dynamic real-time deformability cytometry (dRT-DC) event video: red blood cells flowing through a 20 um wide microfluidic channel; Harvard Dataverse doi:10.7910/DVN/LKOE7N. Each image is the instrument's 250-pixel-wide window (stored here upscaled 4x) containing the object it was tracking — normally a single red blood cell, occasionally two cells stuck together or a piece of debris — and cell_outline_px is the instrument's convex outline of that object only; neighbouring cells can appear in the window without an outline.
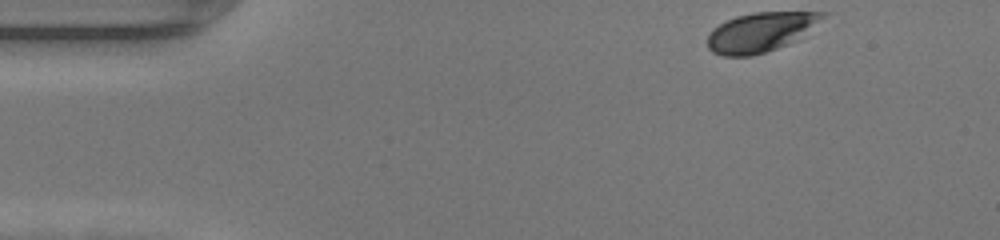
{"species": "human", "species_latin": "Homo sapiens", "temperature_condition": "warm", "stored_images_in_passage": 44, "camera_frame_rate_fps": 3000, "um_per_image_px": 0.085, "donor": {"sex": "female"}, "frame": {"image": 1, "passage_image": 1, "time_ms": 0.0, "image_size_px": [1000, 240], "cell_outline_px": [[828, 12], [824, 16], [788, 44], [752, 56], [724, 56], [712, 52], [708, 48], [708, 36], [712, 28], [736, 16], [752, 12]], "centroid_in_image_um": [64.54, 2.73], "position_along_channel_um": 20.5, "area_um2": 25.72}}
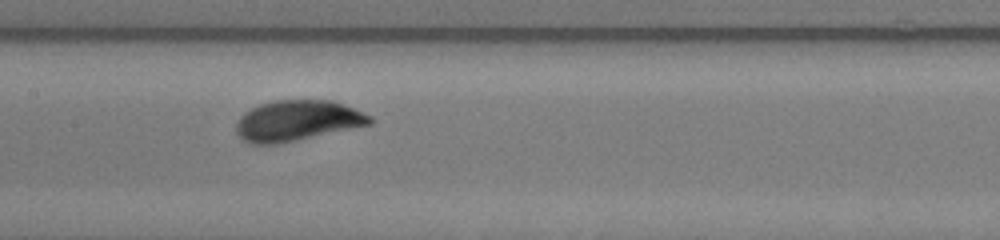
{"frame": {"image": 2, "passage_image": 19, "time_ms": 6.0, "image_size_px": [1000, 240], "cell_outline_px": [[376, 120], [372, 124], [296, 140], [276, 144], [248, 144], [236, 132], [236, 124], [240, 116], [244, 112], [260, 104], [272, 100], [328, 100], [352, 108], [372, 116]], "centroid_in_image_um": [25.25, 10.26], "position_along_channel_um": 182.2, "area_um2": 31.44}}
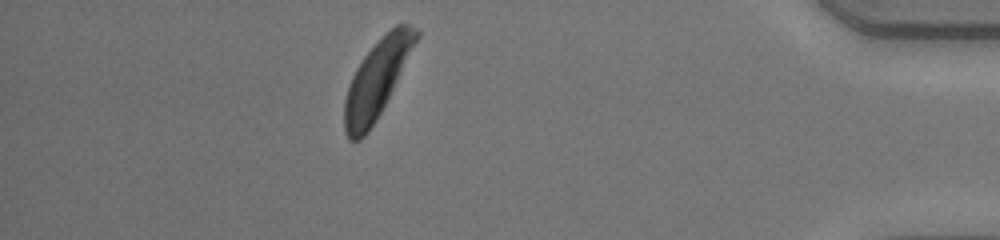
{"frame": {"image": 3, "passage_image": 38, "time_ms": 12.333, "image_size_px": [1000, 240], "cell_outline_px": [[420, 36], [376, 120], [368, 132], [360, 140], [348, 140], [344, 132], [344, 100], [352, 76], [356, 68], [364, 56], [396, 24], [408, 24], [420, 32]], "centroid_in_image_um": [32.02, 6.76], "position_along_channel_um": 403.2, "area_um2": 31.5}, "authors_computed_cell_mechanics": {"area_um2": 31.3854, "velocity_mm_per_s": 4.2631, "shape_relaxation_time_tau1_ms": 1.9691, "shape_relaxation_time_tau2_ms": null, "deformation_change_tau1": 0.1149, "deformation_change_tau2": null}}